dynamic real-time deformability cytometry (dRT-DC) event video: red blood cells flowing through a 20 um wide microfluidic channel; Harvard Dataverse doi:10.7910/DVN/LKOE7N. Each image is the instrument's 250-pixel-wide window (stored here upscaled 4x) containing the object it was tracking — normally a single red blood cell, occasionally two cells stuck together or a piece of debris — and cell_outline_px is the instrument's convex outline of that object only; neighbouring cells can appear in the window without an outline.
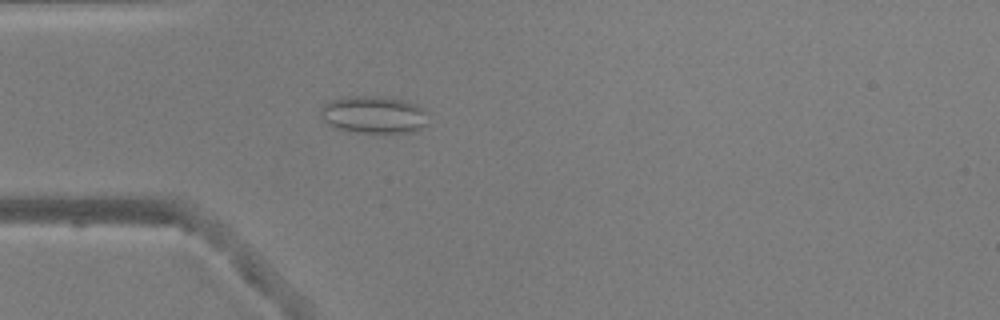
{"species": "common noctule bat (a hibernating species)", "species_latin": "Nyctalus noctula", "temperature_condition": "warm", "stored_images_in_passage": 40, "camera_frame_rate_fps": 3000, "um_per_image_px": 0.085, "animal": {"sex": "male", "body_mass_g": 20.5, "forearm_length_mm": 52.5}, "frame": {"image": 1, "passage_image": 3, "time_ms": 0.667, "image_size_px": [1000, 320], "cell_outline_px": [[428, 124], [424, 128], [412, 132], [356, 132], [340, 128], [328, 124], [324, 120], [320, 112], [324, 104], [328, 100], [344, 96], [384, 96], [404, 100], [416, 104], [424, 108], [428, 112]], "centroid_in_image_um": [31.83, 9.72], "position_along_channel_um": 53.2, "area_um2": 23.7}}
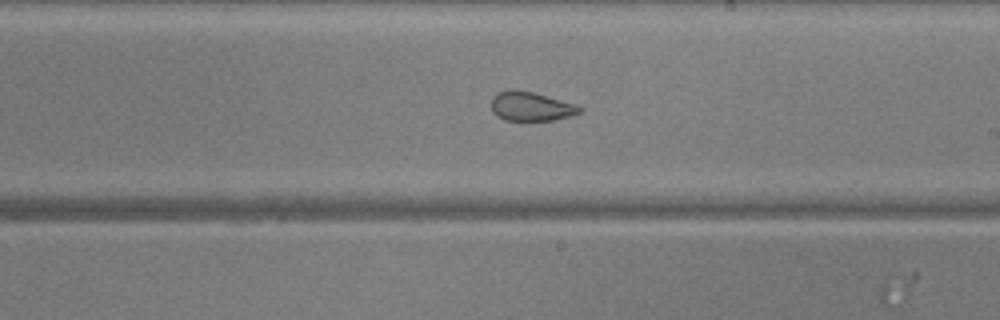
{"frame": {"image": 2, "passage_image": 18, "time_ms": 5.667, "image_size_px": [1000, 320], "cell_outline_px": [[584, 108], [580, 112], [572, 116], [556, 120], [504, 120], [496, 116], [492, 112], [492, 96], [496, 92], [512, 88], [532, 92], [576, 104]], "centroid_in_image_um": [45.12, 9.04], "position_along_channel_um": 243.9, "area_um2": 15.2}}
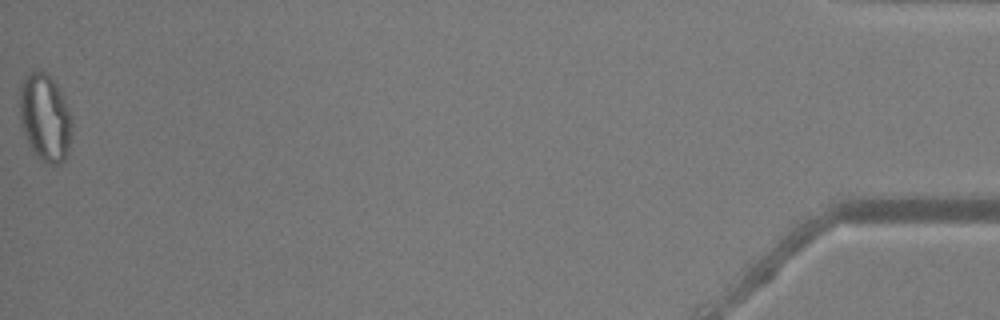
{"frame": {"image": 3, "passage_image": 40, "time_ms": 13.0, "image_size_px": [1000, 320], "cell_outline_px": [[72, 124], [68, 152], [64, 160], [60, 164], [48, 164], [40, 160], [32, 152], [28, 144], [20, 120], [20, 84], [24, 76], [32, 68], [36, 68], [44, 72], [56, 84], [60, 92], [68, 112]], "centroid_in_image_um": [3.79, 9.99], "position_along_channel_um": 431.4, "area_um2": 26.59}, "authors_computed_cell_mechanics": {"area_um2": 17.8313, "velocity_mm_per_s": 3.9254, "shape_relaxation_time_tau1_ms": null, "shape_relaxation_time_tau2_ms": 0.9677, "deformation_change_tau1": null, "deformation_change_tau2": 0.0739}}